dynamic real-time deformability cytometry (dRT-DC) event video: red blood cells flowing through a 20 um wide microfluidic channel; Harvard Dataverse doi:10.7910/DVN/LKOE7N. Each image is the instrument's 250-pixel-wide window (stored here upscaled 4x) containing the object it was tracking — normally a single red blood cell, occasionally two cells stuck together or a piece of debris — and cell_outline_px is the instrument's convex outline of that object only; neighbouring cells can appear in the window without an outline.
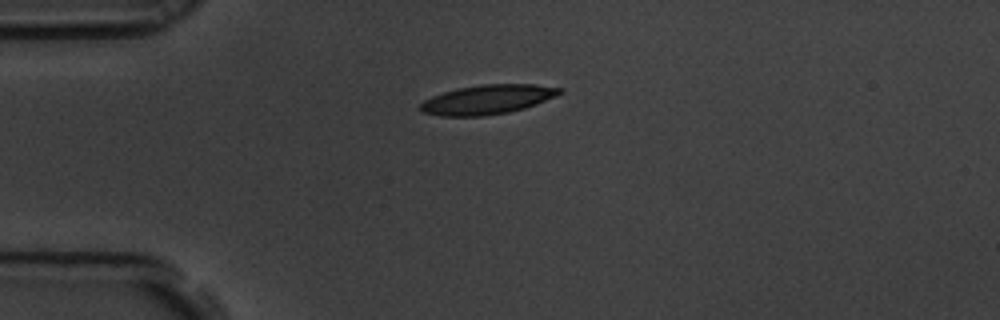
{"species": "common noctule bat (a hibernating species)", "species_latin": "Nyctalus noctula", "temperature_condition": "room temperature", "stored_images_in_passage": 2, "camera_frame_rate_fps": 3000, "um_per_image_px": 0.085, "animal": {"sex": "male", "body_mass_g": 19.5, "forearm_length_mm": 54.6}, "frame": {"image": 1, "passage_image": 1, "time_ms": 0.0, "image_size_px": [1000, 320], "cell_outline_px": [[564, 92], [556, 96], [536, 104], [524, 108], [508, 112], [484, 116], [440, 116], [424, 112], [420, 108], [420, 104], [424, 100], [432, 96], [456, 88], [480, 84], [532, 84], [564, 88]], "centroid_in_image_um": [41.46, 8.45], "position_along_channel_um": 43.5, "area_um2": 23.87}}